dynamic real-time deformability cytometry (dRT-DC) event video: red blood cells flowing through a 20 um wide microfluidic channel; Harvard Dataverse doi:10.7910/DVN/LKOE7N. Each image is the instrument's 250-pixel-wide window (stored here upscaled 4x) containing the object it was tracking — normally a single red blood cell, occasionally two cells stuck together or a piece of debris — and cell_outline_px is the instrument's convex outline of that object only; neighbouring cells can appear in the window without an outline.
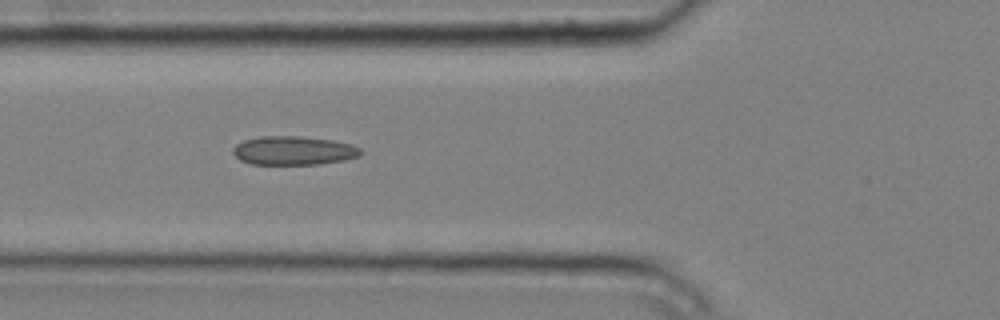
{"species": "common noctule bat (a hibernating species)", "species_latin": "Nyctalus noctula", "temperature_condition": "cold", "stored_images_in_passage": 7, "camera_frame_rate_fps": 3000, "um_per_image_px": 0.085, "animal": {"sex": "male", "body_mass_g": 20.4}, "frame": {"image": 1, "passage_image": 4, "time_ms": 1.0, "image_size_px": [1000, 320], "cell_outline_px": [[360, 156], [344, 160], [320, 164], [252, 164], [240, 160], [232, 152], [232, 148], [236, 144], [244, 140], [260, 136], [300, 136], [332, 140], [352, 144], [360, 148]], "centroid_in_image_um": [24.94, 12.79], "position_along_channel_um": 100.9, "area_um2": 21.44}}
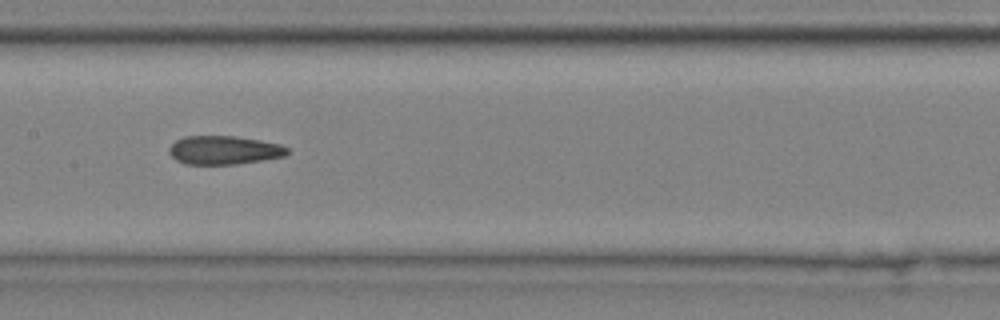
{"frame": {"image": 2, "passage_image": 6, "time_ms": 1.667, "image_size_px": [1000, 320], "cell_outline_px": [[288, 152], [284, 156], [236, 164], [184, 164], [176, 160], [168, 152], [168, 148], [176, 140], [184, 136], [236, 136], [260, 140], [280, 144], [288, 148]], "centroid_in_image_um": [19.01, 12.75], "position_along_channel_um": 188.4, "area_um2": 19.65}}
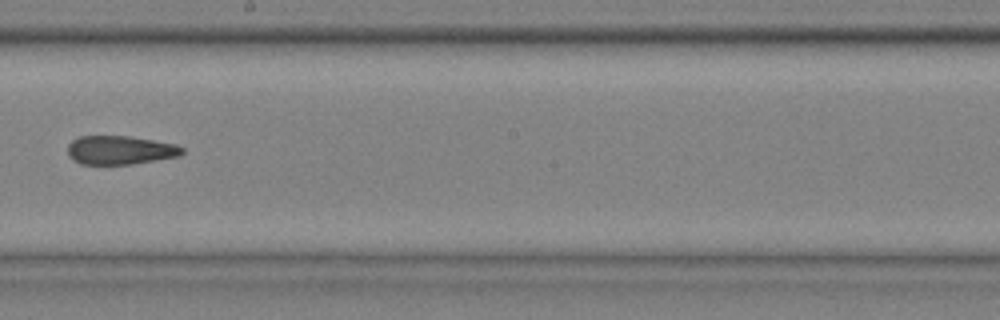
{"frame": {"image": 3, "passage_image": 7, "time_ms": 2.0, "image_size_px": [1000, 320], "cell_outline_px": [[184, 152], [180, 156], [132, 164], [80, 164], [72, 160], [68, 152], [68, 144], [72, 140], [80, 136], [128, 136], [176, 144], [184, 148]], "centroid_in_image_um": [10.21, 12.76], "position_along_channel_um": 238.0, "area_um2": 19.19}}